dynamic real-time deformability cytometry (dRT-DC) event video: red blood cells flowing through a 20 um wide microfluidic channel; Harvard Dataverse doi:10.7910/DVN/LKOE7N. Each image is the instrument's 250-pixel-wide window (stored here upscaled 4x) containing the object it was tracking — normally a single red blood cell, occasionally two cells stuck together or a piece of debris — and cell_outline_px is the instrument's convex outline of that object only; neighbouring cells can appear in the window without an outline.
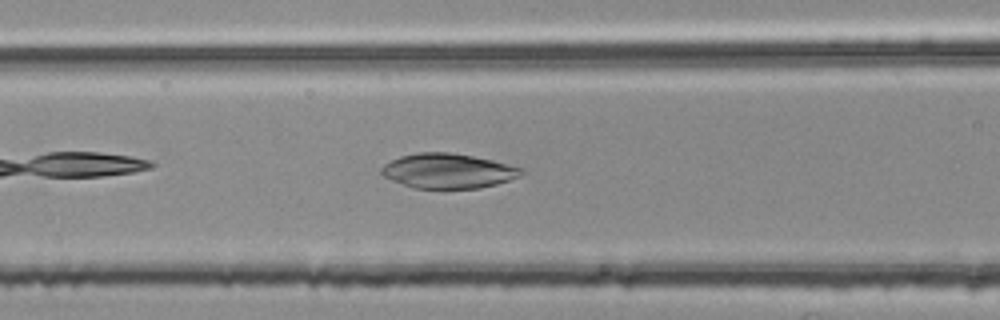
{"species": "common noctule bat (a hibernating species)", "species_latin": "Nyctalus noctula", "temperature_condition": "room temperature", "stored_images_in_passage": 25, "camera_frame_rate_fps": 3000, "um_per_image_px": 0.085, "animal": {"sex": "female", "body_mass_g": 25.1}, "frame": {"image": 1, "passage_image": 8, "time_ms": 2.333, "image_size_px": [1000, 320], "cell_outline_px": [[524, 172], [520, 176], [496, 184], [480, 188], [412, 188], [392, 180], [384, 176], [380, 172], [380, 168], [384, 164], [400, 156], [416, 152], [448, 152], [472, 156], [492, 160], [524, 168]], "centroid_in_image_um": [38.07, 14.52], "position_along_channel_um": 128.5, "area_um2": 28.32}}
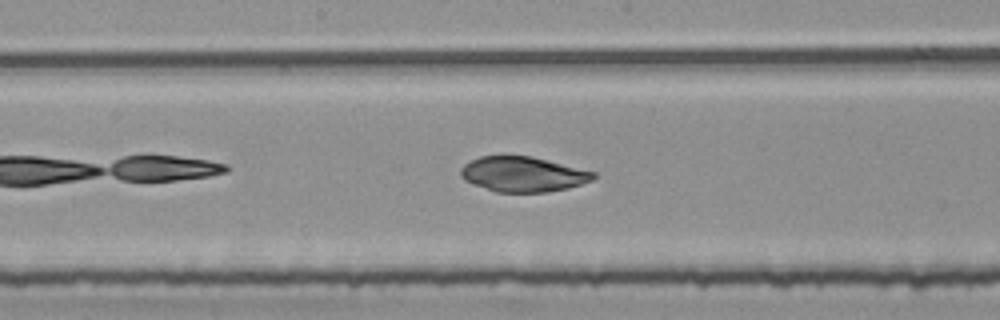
{"frame": {"image": 2, "passage_image": 14, "time_ms": 4.333, "image_size_px": [1000, 320], "cell_outline_px": [[596, 176], [592, 180], [568, 188], [548, 192], [496, 192], [472, 184], [464, 180], [460, 176], [460, 168], [464, 164], [480, 156], [532, 156], [596, 172]], "centroid_in_image_um": [44.43, 14.81], "position_along_channel_um": 203.8, "area_um2": 27.17}}
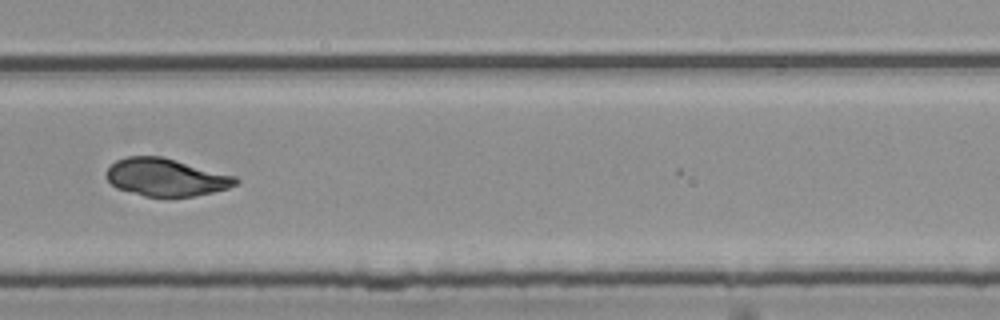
{"frame": {"image": 3, "passage_image": 23, "time_ms": 7.333, "image_size_px": [1000, 320], "cell_outline_px": [[240, 180], [236, 184], [228, 188], [196, 196], [168, 200], [164, 200], [144, 196], [116, 188], [104, 176], [104, 172], [116, 160], [128, 156], [160, 156], [236, 176]], "centroid_in_image_um": [14.08, 15.11], "position_along_channel_um": 315.7, "area_um2": 29.02}}